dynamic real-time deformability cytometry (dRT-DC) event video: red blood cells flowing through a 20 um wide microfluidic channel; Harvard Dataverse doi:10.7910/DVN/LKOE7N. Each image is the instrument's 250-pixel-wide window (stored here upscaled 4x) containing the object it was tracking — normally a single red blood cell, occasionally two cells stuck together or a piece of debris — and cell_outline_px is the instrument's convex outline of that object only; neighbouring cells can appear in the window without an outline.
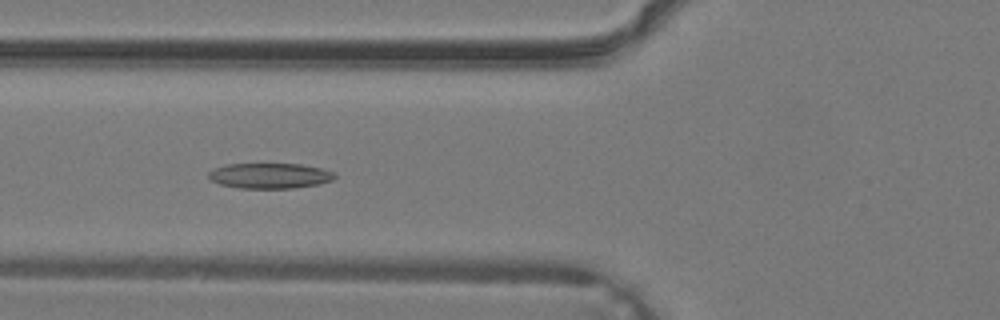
{"species": "common noctule bat (a hibernating species)", "species_latin": "Nyctalus noctula", "temperature_condition": "warm", "stored_images_in_passage": 27, "camera_frame_rate_fps": 3000, "um_per_image_px": 0.085, "animal": {"sex": "male", "body_mass_g": 19.2, "forearm_length_mm": 51.8}, "frame": {"image": 1, "passage_image": 4, "time_ms": 1.0, "image_size_px": [1000, 320], "cell_outline_px": [[336, 176], [332, 180], [320, 184], [292, 188], [240, 188], [220, 184], [212, 180], [208, 176], [208, 172], [212, 168], [224, 164], [300, 164], [320, 168], [332, 172]], "centroid_in_image_um": [22.9, 14.93], "position_along_channel_um": 102.9, "area_um2": 18.61}}
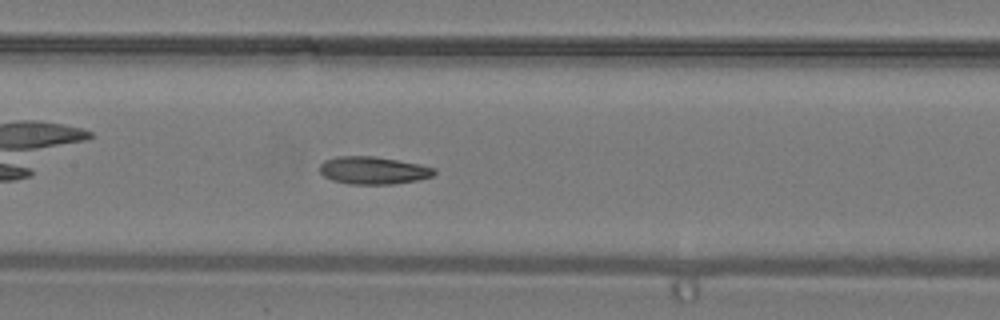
{"frame": {"image": 2, "passage_image": 8, "time_ms": 2.333, "image_size_px": [1000, 320], "cell_outline_px": [[436, 172], [432, 176], [416, 180], [392, 184], [348, 184], [332, 180], [324, 176], [320, 172], [320, 164], [324, 160], [336, 156], [372, 156], [420, 164], [436, 168]], "centroid_in_image_um": [31.7, 14.48], "position_along_channel_um": 175.7, "area_um2": 18.38}}
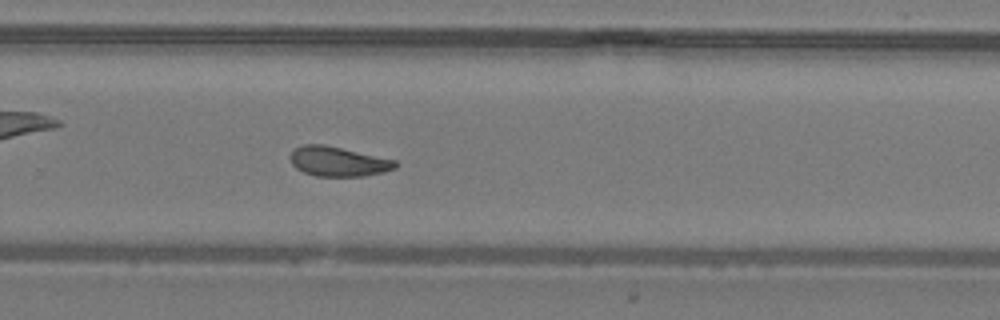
{"frame": {"image": 3, "passage_image": 15, "time_ms": 4.667, "image_size_px": [1000, 320], "cell_outline_px": [[400, 164], [396, 168], [384, 172], [364, 176], [316, 176], [304, 172], [296, 168], [292, 164], [288, 156], [292, 148], [304, 144], [324, 144], [396, 160]], "centroid_in_image_um": [28.72, 13.72], "position_along_channel_um": 301.1, "area_um2": 18.44}}